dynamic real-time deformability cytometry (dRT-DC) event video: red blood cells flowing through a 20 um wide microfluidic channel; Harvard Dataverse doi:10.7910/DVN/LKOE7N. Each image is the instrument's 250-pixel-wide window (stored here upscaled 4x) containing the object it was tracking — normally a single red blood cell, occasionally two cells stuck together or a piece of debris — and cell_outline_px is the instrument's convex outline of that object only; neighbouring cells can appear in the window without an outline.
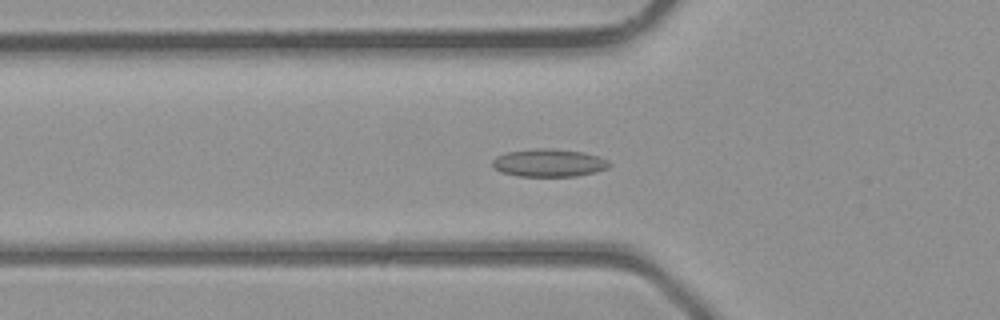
{"species": "common noctule bat (a hibernating species)", "species_latin": "Nyctalus noctula", "temperature_condition": "room temperature", "stored_images_in_passage": 30, "camera_frame_rate_fps": 3000, "um_per_image_px": 0.085, "animal": {"sex": "male", "body_mass_g": 23.1, "forearm_length_mm": 52.7}, "frame": {"image": 1, "passage_image": 3, "time_ms": 0.667, "image_size_px": [1000, 320], "cell_outline_px": [[612, 164], [608, 168], [596, 172], [576, 176], [516, 176], [500, 172], [492, 168], [492, 160], [496, 156], [508, 152], [536, 148], [552, 148], [584, 152], [608, 160]], "centroid_in_image_um": [46.64, 13.84], "position_along_channel_um": 79.2, "area_um2": 19.13}}
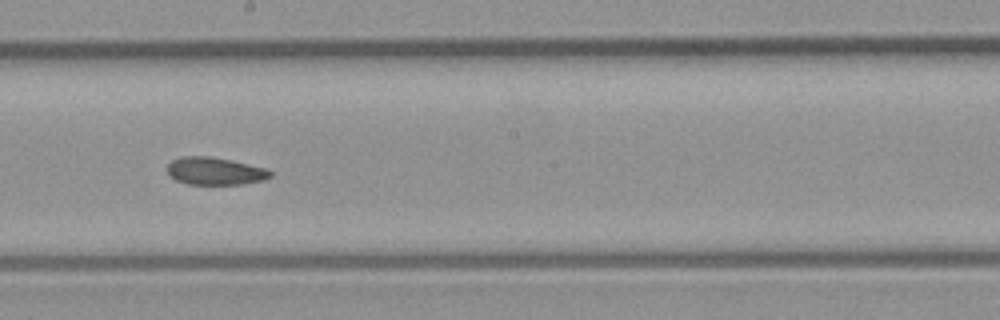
{"frame": {"image": 2, "passage_image": 12, "time_ms": 3.667, "image_size_px": [1000, 320], "cell_outline_px": [[272, 176], [264, 180], [240, 184], [188, 184], [176, 180], [168, 176], [168, 164], [172, 160], [180, 156], [208, 156], [248, 164], [264, 168], [272, 172]], "centroid_in_image_um": [18.24, 14.54], "position_along_channel_um": 230.0, "area_um2": 16.42}}
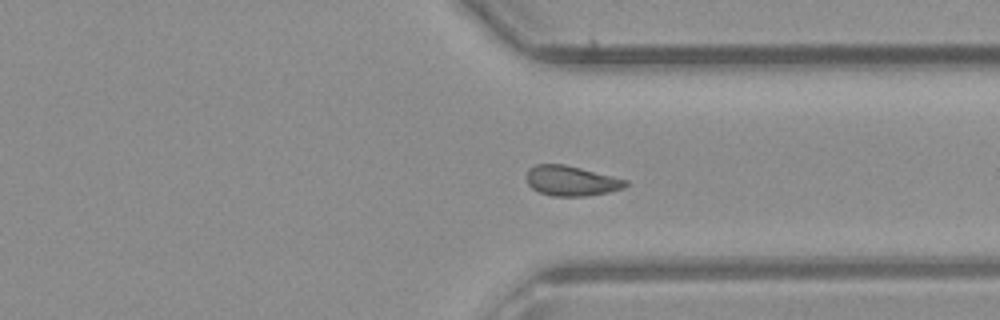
{"frame": {"image": 3, "passage_image": 20, "time_ms": 6.333, "image_size_px": [1000, 320], "cell_outline_px": [[628, 184], [624, 188], [608, 192], [588, 196], [552, 196], [540, 192], [532, 188], [528, 184], [528, 168], [536, 164], [564, 164], [628, 180]], "centroid_in_image_um": [48.57, 15.37], "position_along_channel_um": 362.8, "area_um2": 17.22}}